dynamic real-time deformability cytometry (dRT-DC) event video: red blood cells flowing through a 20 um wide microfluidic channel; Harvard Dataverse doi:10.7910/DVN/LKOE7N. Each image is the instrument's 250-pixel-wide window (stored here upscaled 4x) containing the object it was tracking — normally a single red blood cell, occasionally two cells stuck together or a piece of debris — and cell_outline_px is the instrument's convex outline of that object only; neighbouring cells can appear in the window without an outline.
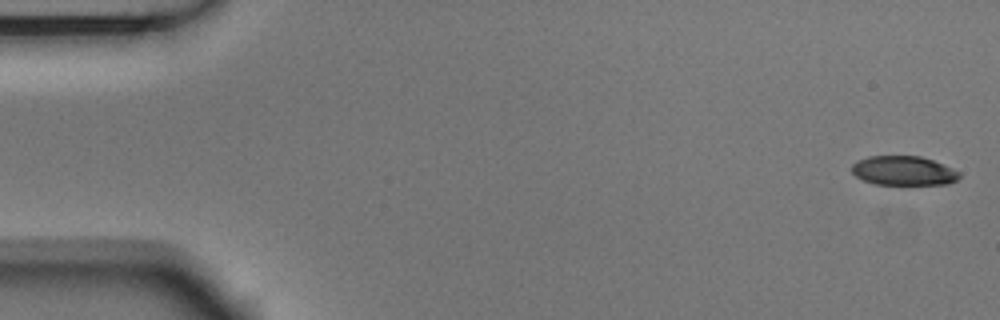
{"species": "Egyptian fruit bat (a non-hibernating species)", "species_latin": "Rousettus aegyptiacus", "temperature_condition": "room temperature", "stored_images_in_passage": 5, "camera_frame_rate_fps": 3000, "um_per_image_px": 0.085, "animal": {"sex": "male"}, "frame": {"image": 1, "passage_image": 1, "time_ms": 0.0, "image_size_px": [1000, 320], "cell_outline_px": [[960, 176], [956, 180], [948, 184], [876, 184], [864, 180], [856, 176], [852, 172], [852, 164], [856, 160], [868, 156], [920, 156], [932, 160], [952, 168], [960, 172]], "centroid_in_image_um": [76.79, 14.5], "position_along_channel_um": 8.2, "area_um2": 18.26}}
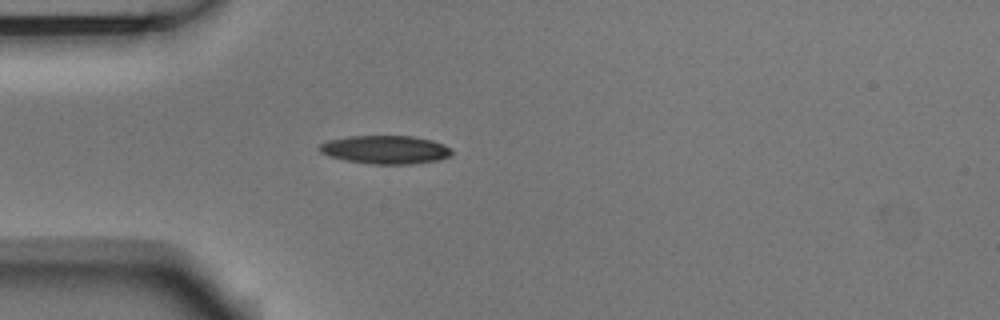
{"frame": {"image": 2, "passage_image": 5, "time_ms": 1.333, "image_size_px": [1000, 320], "cell_outline_px": [[452, 152], [448, 156], [440, 160], [412, 164], [372, 164], [344, 160], [328, 156], [320, 152], [316, 148], [320, 144], [328, 140], [348, 136], [412, 136], [432, 140], [444, 144], [452, 148]], "centroid_in_image_um": [32.74, 12.72], "position_along_channel_um": 52.3, "area_um2": 22.08}}